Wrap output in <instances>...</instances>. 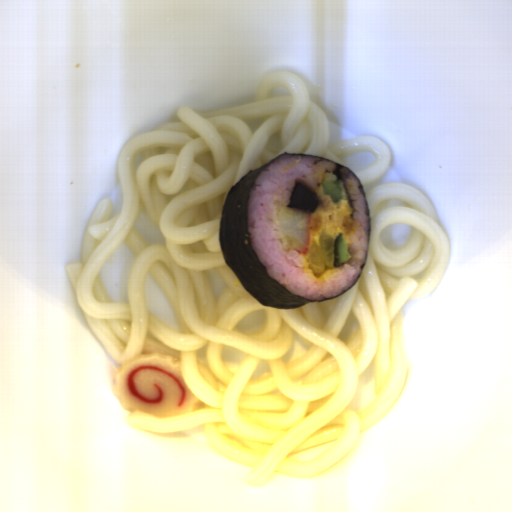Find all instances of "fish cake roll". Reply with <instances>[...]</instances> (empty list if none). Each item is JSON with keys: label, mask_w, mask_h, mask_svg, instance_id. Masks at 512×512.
<instances>
[{"label": "fish cake roll", "mask_w": 512, "mask_h": 512, "mask_svg": "<svg viewBox=\"0 0 512 512\" xmlns=\"http://www.w3.org/2000/svg\"><path fill=\"white\" fill-rule=\"evenodd\" d=\"M113 391L128 412L164 419L194 412L199 403L183 379L180 359L155 352L126 361L115 372Z\"/></svg>", "instance_id": "1"}]
</instances>
